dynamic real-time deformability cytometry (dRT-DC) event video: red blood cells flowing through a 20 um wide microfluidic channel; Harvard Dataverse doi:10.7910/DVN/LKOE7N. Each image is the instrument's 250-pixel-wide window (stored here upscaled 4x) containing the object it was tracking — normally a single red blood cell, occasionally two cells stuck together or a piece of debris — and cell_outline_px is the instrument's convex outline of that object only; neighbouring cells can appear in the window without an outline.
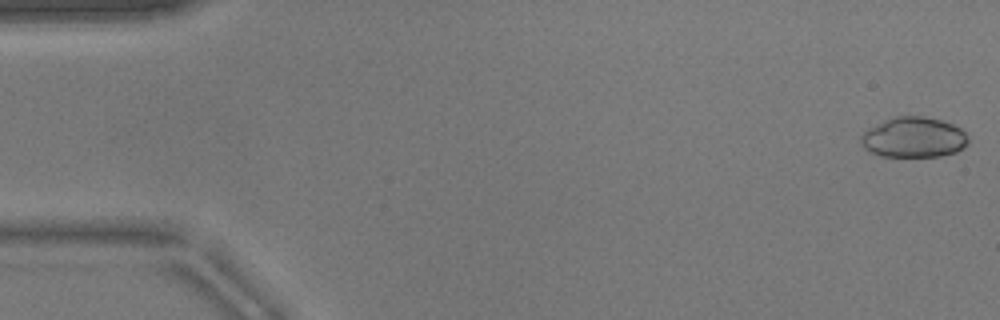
{"species": "common noctule bat (a hibernating species)", "species_latin": "Nyctalus noctula", "temperature_condition": "warm", "stored_images_in_passage": 23, "camera_frame_rate_fps": 3000, "um_per_image_px": 0.085, "animal": {"sex": "male", "body_mass_g": 17.9}, "frame": {"image": 1, "passage_image": 1, "time_ms": 0.0, "image_size_px": [1000, 320], "cell_outline_px": [[968, 144], [956, 152], [940, 156], [880, 156], [868, 152], [860, 144], [860, 136], [868, 128], [884, 120], [896, 116], [924, 116], [940, 120], [952, 124], [960, 128], [968, 136]], "centroid_in_image_um": [77.63, 11.68], "position_along_channel_um": 7.4, "area_um2": 25.37}}